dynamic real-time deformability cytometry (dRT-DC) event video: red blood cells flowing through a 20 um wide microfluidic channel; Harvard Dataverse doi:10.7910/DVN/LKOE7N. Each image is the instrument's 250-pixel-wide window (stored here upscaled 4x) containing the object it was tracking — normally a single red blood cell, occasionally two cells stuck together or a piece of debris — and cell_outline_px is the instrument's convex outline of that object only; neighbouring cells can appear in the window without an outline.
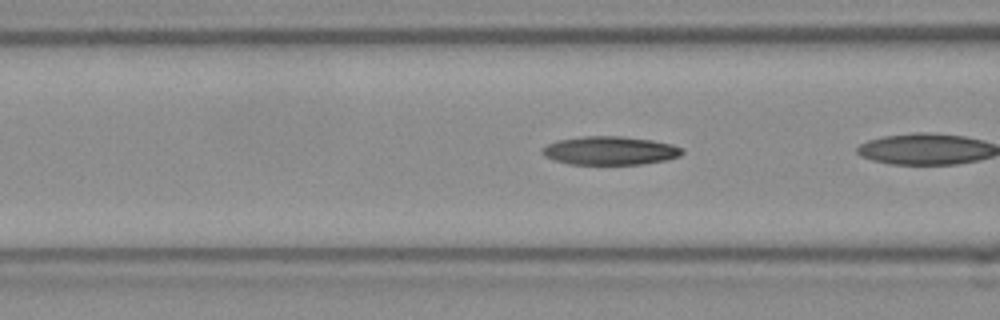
{"species": "Egyptian fruit bat (a non-hibernating species)", "species_latin": "Rousettus aegyptiacus", "temperature_condition": "room temperature", "stored_images_in_passage": 5, "camera_frame_rate_fps": 3000, "um_per_image_px": 0.085, "frame": {"image": 1, "passage_image": 4, "time_ms": 1.0, "image_size_px": [1000, 320], "cell_outline_px": [[684, 152], [680, 156], [664, 160], [640, 164], [568, 164], [544, 156], [540, 152], [540, 148], [556, 140], [584, 136], [620, 136], [652, 140], [672, 144], [680, 148]], "centroid_in_image_um": [51.8, 12.8], "position_along_channel_um": 114.8, "area_um2": 23.18}}